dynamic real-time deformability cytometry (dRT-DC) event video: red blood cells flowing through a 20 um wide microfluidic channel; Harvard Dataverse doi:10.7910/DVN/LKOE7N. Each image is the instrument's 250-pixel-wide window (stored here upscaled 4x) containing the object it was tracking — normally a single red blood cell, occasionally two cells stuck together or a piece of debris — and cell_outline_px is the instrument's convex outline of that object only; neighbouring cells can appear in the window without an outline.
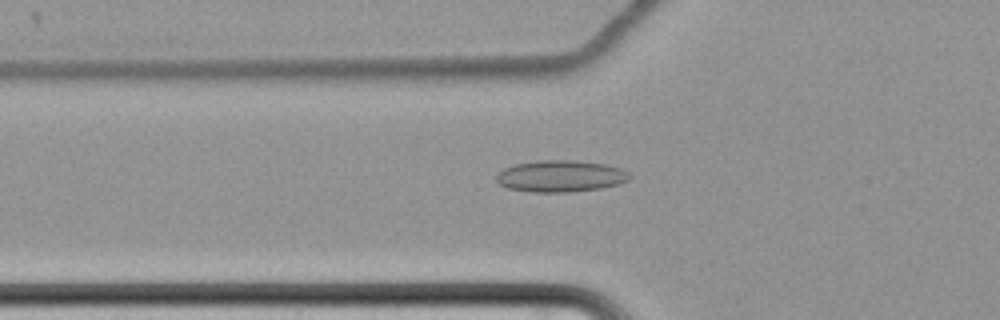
{"species": "common noctule bat (a hibernating species)", "species_latin": "Nyctalus noctula", "temperature_condition": "cold", "stored_images_in_passage": 64, "camera_frame_rate_fps": 3000, "um_per_image_px": 0.085, "animal": {"sex": "female", "body_mass_g": 22.7, "forearm_length_mm": 54.2}, "frame": {"image": 1, "passage_image": 25, "time_ms": 8.0, "image_size_px": [1000, 320], "cell_outline_px": [[632, 176], [628, 180], [616, 184], [600, 188], [568, 192], [532, 192], [508, 188], [500, 184], [496, 180], [496, 176], [504, 168], [516, 164], [536, 160], [572, 160], [608, 164], [620, 168], [628, 172]], "centroid_in_image_um": [47.65, 14.96], "position_along_channel_um": 78.1, "area_um2": 24.51}}
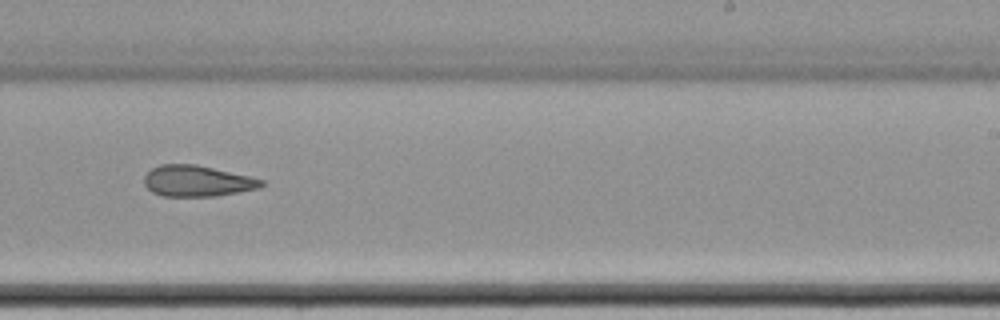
{"frame": {"image": 2, "passage_image": 42, "time_ms": 13.667, "image_size_px": [1000, 320], "cell_outline_px": [[264, 184], [260, 188], [216, 196], [164, 196], [152, 192], [144, 184], [144, 176], [152, 168], [160, 164], [196, 164], [248, 176], [264, 180]], "centroid_in_image_um": [16.74, 15.38], "position_along_channel_um": 272.3, "area_um2": 21.1}}
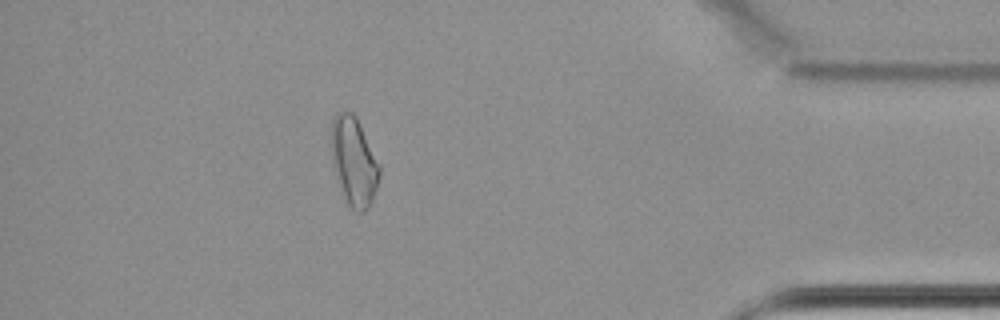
{"frame": {"image": 3, "passage_image": 57, "time_ms": 18.667, "image_size_px": [1000, 320], "cell_outline_px": [[380, 176], [372, 204], [364, 212], [356, 212], [344, 204], [340, 192], [332, 164], [332, 120], [336, 112], [352, 112], [356, 116], [380, 164]], "centroid_in_image_um": [30.08, 13.81], "position_along_channel_um": 405.1, "area_um2": 25.43}, "authors_computed_cell_mechanics": {"area_um2": 24.3627, "velocity_mm_per_s": 3.4398, "shape_relaxation_time_tau1_ms": null, "shape_relaxation_time_tau2_ms": 3.5975, "deformation_change_tau1": null, "deformation_change_tau2": 0.1138}}